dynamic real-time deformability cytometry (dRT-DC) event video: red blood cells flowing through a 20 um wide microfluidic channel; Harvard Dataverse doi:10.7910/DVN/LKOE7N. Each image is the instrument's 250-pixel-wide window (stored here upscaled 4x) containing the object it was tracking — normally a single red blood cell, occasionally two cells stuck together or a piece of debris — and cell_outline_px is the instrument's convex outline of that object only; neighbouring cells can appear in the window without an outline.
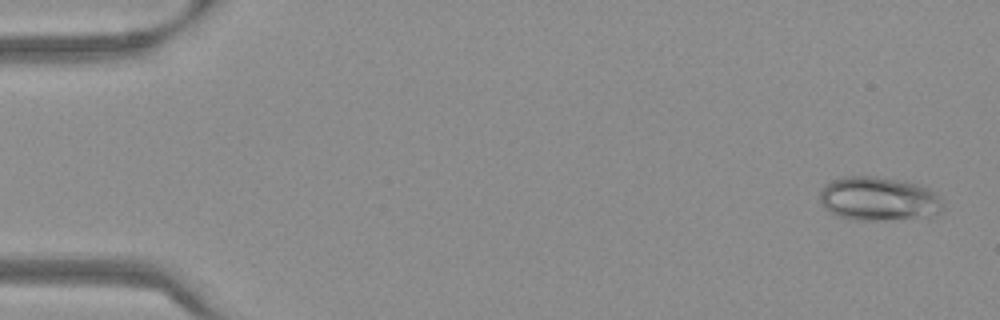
{"species": "Egyptian fruit bat (a non-hibernating species)", "species_latin": "Rousettus aegyptiacus", "temperature_condition": "warm", "stored_images_in_passage": 53, "camera_frame_rate_fps": 3000, "um_per_image_px": 0.085, "frame": {"image": 1, "passage_image": 2, "time_ms": 0.333, "image_size_px": [1000, 320], "cell_outline_px": [[944, 208], [940, 212], [932, 216], [888, 220], [852, 220], [836, 216], [828, 212], [820, 204], [820, 192], [824, 184], [832, 180], [844, 176], [876, 176], [924, 184], [936, 192], [944, 204]], "centroid_in_image_um": [74.7, 16.9], "position_along_channel_um": 10.3, "area_um2": 32.31}}
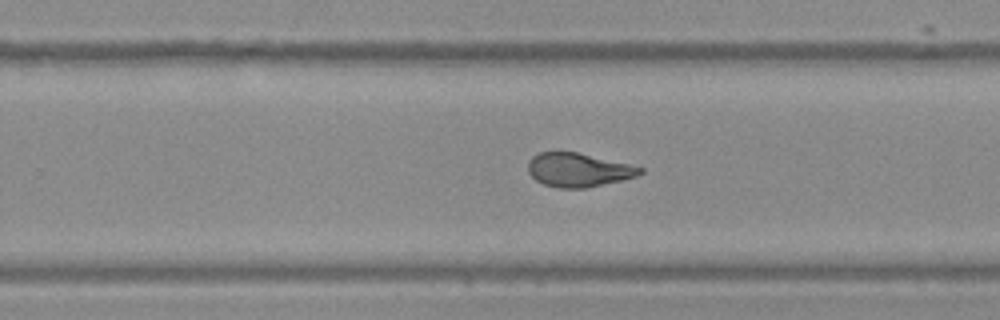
{"frame": {"image": 2, "passage_image": 34, "time_ms": 11.0, "image_size_px": [1000, 320], "cell_outline_px": [[644, 172], [636, 176], [620, 180], [584, 188], [556, 188], [544, 184], [536, 180], [528, 172], [528, 160], [532, 156], [540, 152], [576, 152], [628, 164], [644, 168]], "centroid_in_image_um": [49.12, 14.44], "position_along_channel_um": 280.7, "area_um2": 21.79}}
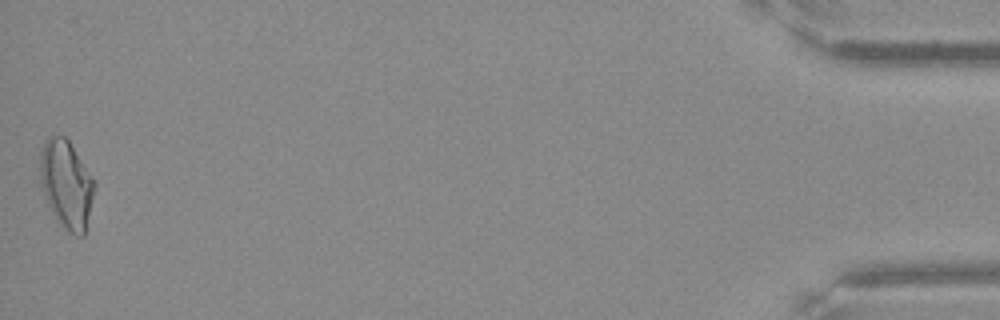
{"frame": {"image": 3, "passage_image": 53, "time_ms": 17.333, "image_size_px": [1000, 320], "cell_outline_px": [[96, 184], [84, 236], [76, 236], [68, 232], [56, 220], [44, 196], [40, 184], [40, 152], [44, 140], [48, 136], [64, 136], [68, 140], [92, 176]], "centroid_in_image_um": [5.63, 15.67], "position_along_channel_um": 429.6, "area_um2": 27.98}, "authors_computed_cell_mechanics": {"area_um2": 23.5824, "velocity_mm_per_s": 3.8294, "shape_relaxation_time_tau1_ms": 8.7344, "shape_relaxation_time_tau2_ms": 1.3759, "deformation_change_tau1": 0.253, "deformation_change_tau2": 0.0826}}